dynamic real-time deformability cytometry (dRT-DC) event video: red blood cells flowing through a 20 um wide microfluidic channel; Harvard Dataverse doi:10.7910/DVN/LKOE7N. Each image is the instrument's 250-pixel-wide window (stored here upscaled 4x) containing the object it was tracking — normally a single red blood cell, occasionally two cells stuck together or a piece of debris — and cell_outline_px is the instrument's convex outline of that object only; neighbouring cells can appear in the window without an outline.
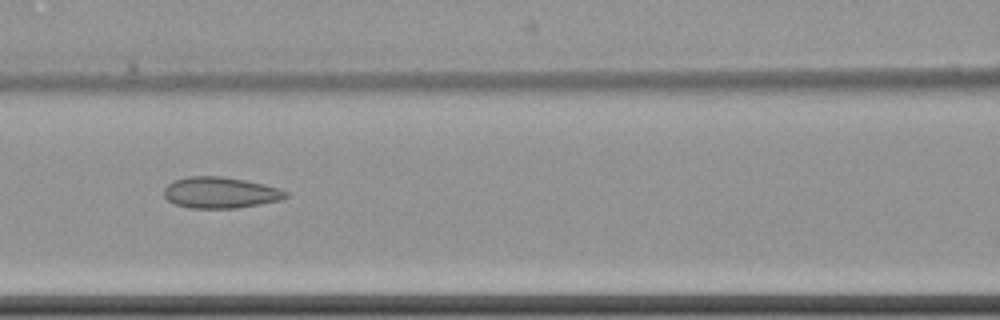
{"species": "common noctule bat (a hibernating species)", "species_latin": "Nyctalus noctula", "temperature_condition": "cold", "stored_images_in_passage": 15, "camera_frame_rate_fps": 3000, "um_per_image_px": 0.085, "animal": {"sex": "female", "body_mass_g": 22.7, "forearm_length_mm": 54.2}, "frame": {"image": 1, "passage_image": 7, "time_ms": 8.667, "image_size_px": [1000, 320], "cell_outline_px": [[288, 196], [280, 200], [260, 204], [236, 208], [188, 208], [176, 204], [168, 200], [164, 196], [164, 188], [172, 180], [188, 176], [220, 176], [244, 180], [280, 188], [288, 192]], "centroid_in_image_um": [18.71, 16.37], "position_along_channel_um": 147.9, "area_um2": 22.14}}
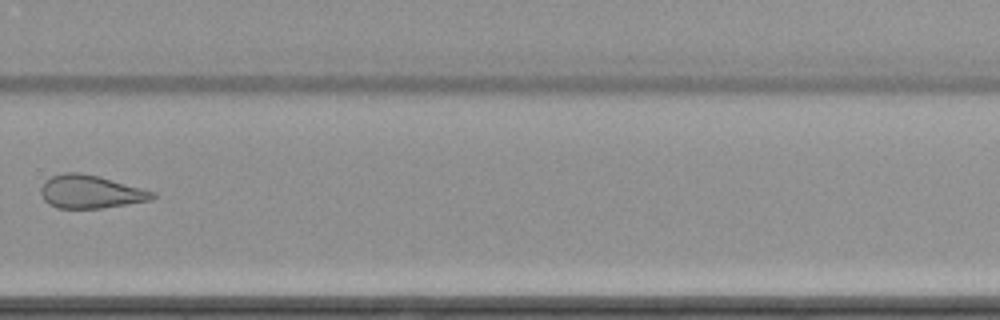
{"frame": {"image": 2, "passage_image": 11, "time_ms": 13.667, "image_size_px": [1000, 320], "cell_outline_px": [[156, 196], [152, 200], [100, 208], [56, 208], [48, 204], [44, 200], [40, 192], [40, 188], [44, 180], [52, 176], [64, 172], [80, 172], [100, 176], [156, 192]], "centroid_in_image_um": [7.67, 16.29], "position_along_channel_um": 322.1, "area_um2": 21.73}}
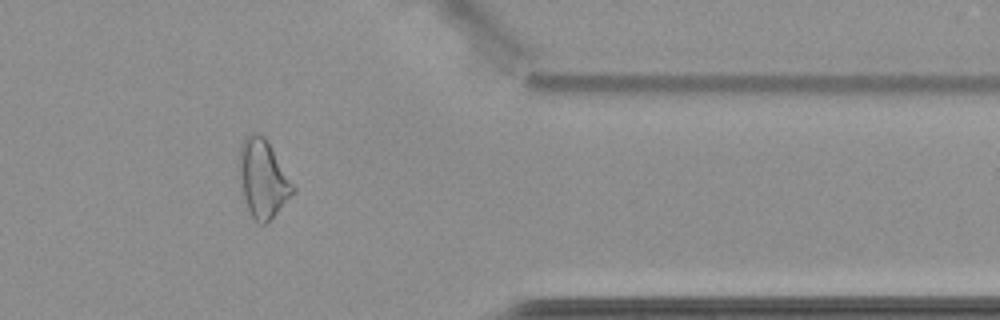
{"frame": {"image": 3, "passage_image": 13, "time_ms": 16.0, "image_size_px": [1000, 320], "cell_outline_px": [[296, 192], [264, 224], [260, 224], [248, 212], [236, 164], [240, 144], [244, 136], [252, 132], [260, 132], [268, 140], [296, 188]], "centroid_in_image_um": [22.32, 15.09], "position_along_channel_um": 389.1, "area_um2": 24.85}, "authors_computed_cell_mechanics": {"area_um2": 24.5072, "velocity_mm_per_s": 3.4978, "shape_relaxation_time_tau1_ms": null, "shape_relaxation_time_tau2_ms": 3.0078, "deformation_change_tau1": null, "deformation_change_tau2": 0.0666}}